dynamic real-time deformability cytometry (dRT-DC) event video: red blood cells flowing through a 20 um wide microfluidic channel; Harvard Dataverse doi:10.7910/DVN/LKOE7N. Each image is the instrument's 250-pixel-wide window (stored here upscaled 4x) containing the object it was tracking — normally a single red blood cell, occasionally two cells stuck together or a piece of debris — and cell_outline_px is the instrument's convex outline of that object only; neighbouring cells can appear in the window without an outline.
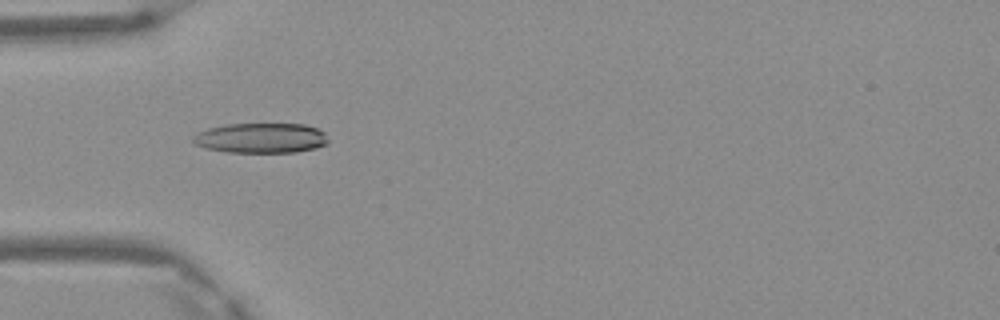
{"species": "Egyptian fruit bat (a non-hibernating species)", "species_latin": "Rousettus aegyptiacus", "temperature_condition": "warm", "stored_images_in_passage": 6, "camera_frame_rate_fps": 3000, "um_per_image_px": 0.085, "frame": {"image": 1, "passage_image": 4, "time_ms": 1.0, "image_size_px": [1000, 320], "cell_outline_px": [[328, 140], [324, 144], [312, 148], [296, 152], [228, 152], [204, 148], [192, 144], [192, 136], [196, 132], [208, 128], [228, 124], [304, 124], [316, 128], [324, 132]], "centroid_in_image_um": [22.1, 11.73], "position_along_channel_um": 62.9, "area_um2": 23.64}}
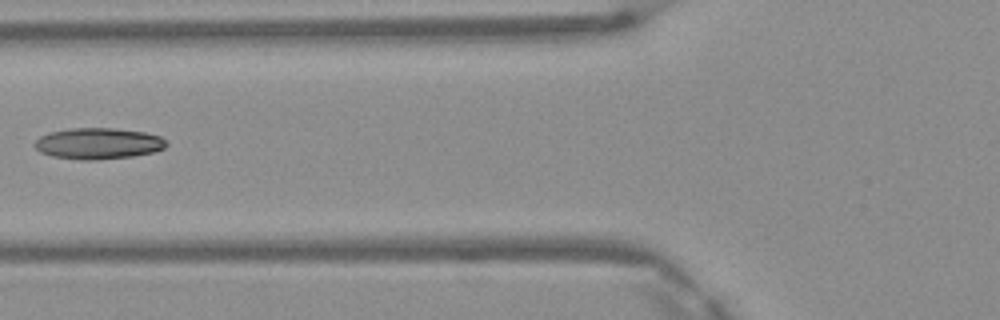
{"frame": {"image": 2, "passage_image": 5, "time_ms": 1.333, "image_size_px": [1000, 320], "cell_outline_px": [[168, 144], [164, 148], [152, 152], [132, 156], [96, 160], [80, 160], [52, 156], [40, 152], [32, 144], [40, 136], [48, 132], [72, 128], [112, 128], [144, 132], [160, 136]], "centroid_in_image_um": [8.31, 12.2], "position_along_channel_um": 117.5, "area_um2": 23.93}}
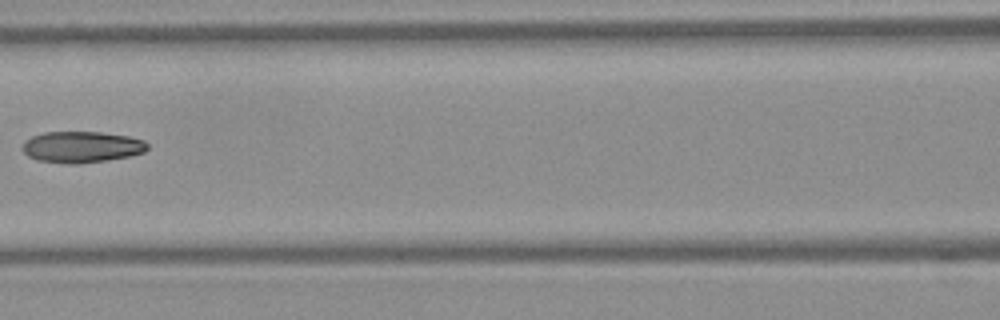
{"frame": {"image": 3, "passage_image": 6, "time_ms": 1.667, "image_size_px": [1000, 320], "cell_outline_px": [[148, 148], [144, 152], [128, 156], [108, 160], [80, 164], [64, 164], [36, 160], [28, 156], [20, 148], [24, 140], [32, 136], [44, 132], [100, 132], [128, 136], [144, 140], [148, 144]], "centroid_in_image_um": [6.9, 12.5], "position_along_channel_um": 159.7, "area_um2": 23.06}}